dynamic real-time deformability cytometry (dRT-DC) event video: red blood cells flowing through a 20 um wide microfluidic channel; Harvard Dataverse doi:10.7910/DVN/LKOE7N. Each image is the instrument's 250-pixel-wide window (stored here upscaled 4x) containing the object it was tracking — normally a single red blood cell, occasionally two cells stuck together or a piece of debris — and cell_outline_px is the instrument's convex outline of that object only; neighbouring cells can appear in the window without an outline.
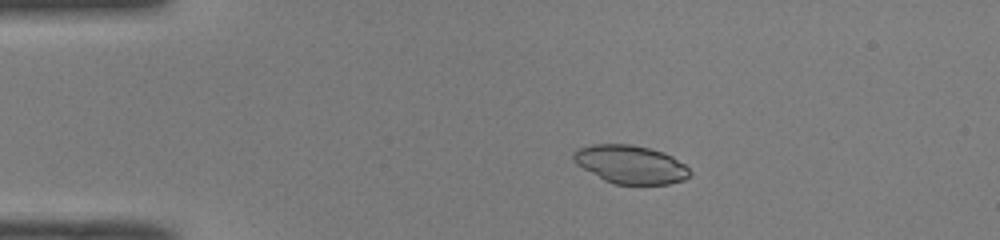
{"species": "common noctule bat (a hibernating species)", "species_latin": "Nyctalus noctula", "temperature_condition": "room temperature", "stored_images_in_passage": 41, "camera_frame_rate_fps": 3000, "um_per_image_px": 0.085, "animal": {"sex": "male", "body_mass_g": 19.0, "forearm_length_mm": 50.8}, "frame": {"image": 1, "passage_image": 1, "time_ms": 0.0, "image_size_px": [1000, 240], "cell_outline_px": [[692, 172], [684, 180], [668, 184], [612, 184], [604, 180], [576, 164], [572, 160], [572, 152], [576, 148], [592, 144], [632, 144], [664, 152], [672, 156], [684, 164]], "centroid_in_image_um": [53.56, 13.97], "position_along_channel_um": 31.4, "area_um2": 26.13}}
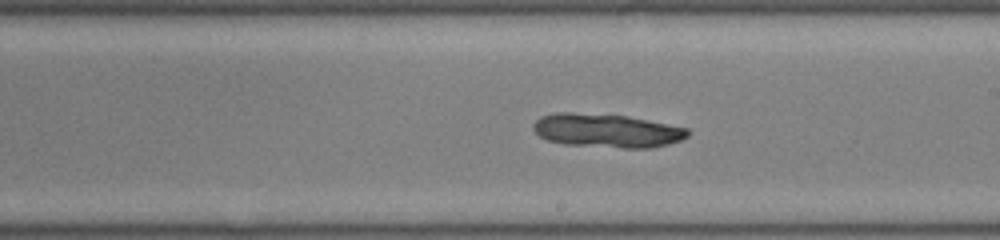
{"frame": {"image": 2, "passage_image": 20, "time_ms": 6.333, "image_size_px": [1000, 240], "cell_outline_px": [[688, 136], [680, 140], [668, 144], [652, 148], [624, 148], [564, 144], [548, 140], [540, 136], [532, 128], [532, 124], [540, 116], [556, 112], [572, 112], [628, 116], [688, 128]], "centroid_in_image_um": [51.56, 11.1], "position_along_channel_um": 237.4, "area_um2": 30.35}}
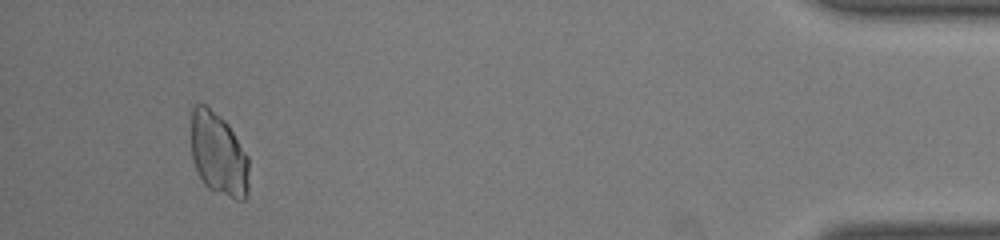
{"frame": {"image": 3, "passage_image": 38, "time_ms": 12.333, "image_size_px": [1000, 240], "cell_outline_px": [[248, 196], [244, 200], [236, 200], [216, 192], [208, 188], [204, 184], [192, 160], [192, 108], [196, 104], [204, 104], [220, 116], [228, 124], [248, 156]], "centroid_in_image_um": [18.59, 13.13], "position_along_channel_um": 416.6, "area_um2": 27.92}}